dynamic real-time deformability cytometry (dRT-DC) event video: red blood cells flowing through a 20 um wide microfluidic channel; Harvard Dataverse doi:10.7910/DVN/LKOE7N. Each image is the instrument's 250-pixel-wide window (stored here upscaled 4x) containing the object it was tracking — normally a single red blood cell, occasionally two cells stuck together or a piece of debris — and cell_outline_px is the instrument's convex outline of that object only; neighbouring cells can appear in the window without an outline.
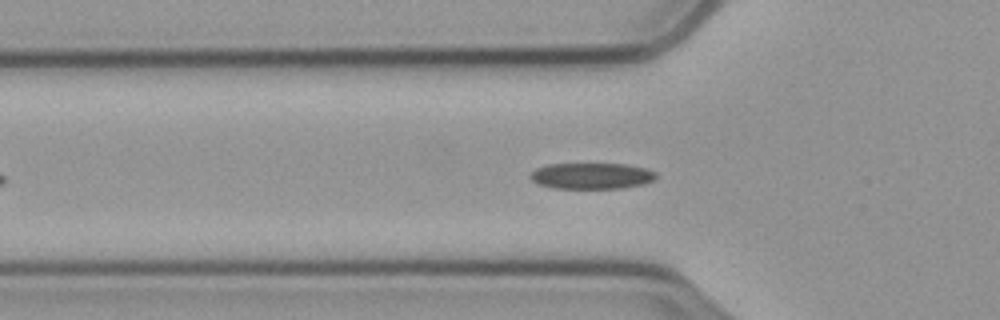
{"species": "common noctule bat (a hibernating species)", "species_latin": "Nyctalus noctula", "temperature_condition": "cold", "stored_images_in_passage": 38, "camera_frame_rate_fps": 3000, "um_per_image_px": 0.085, "animal": {"sex": "male", "body_mass_g": 23.1, "forearm_length_mm": 52.7}, "frame": {"image": 1, "passage_image": 5, "time_ms": 1.333, "image_size_px": [1000, 320], "cell_outline_px": [[656, 176], [652, 180], [644, 184], [620, 188], [552, 188], [536, 184], [528, 176], [536, 168], [548, 164], [628, 164], [644, 168], [656, 172]], "centroid_in_image_um": [50.24, 14.95], "position_along_channel_um": 75.6, "area_um2": 19.13}}
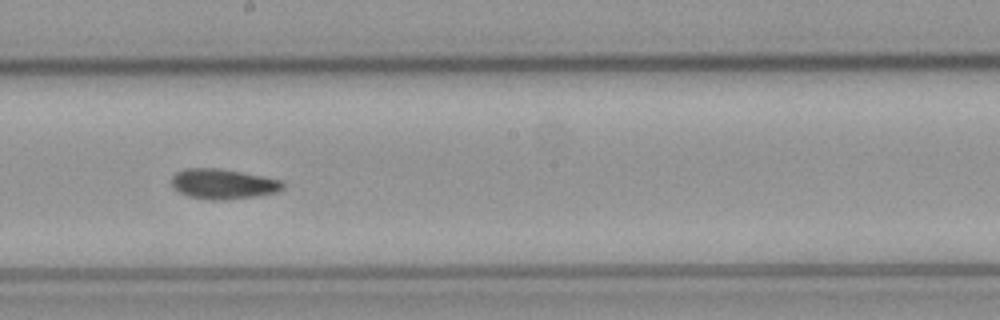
{"frame": {"image": 2, "passage_image": 18, "time_ms": 5.667, "image_size_px": [1000, 320], "cell_outline_px": [[284, 188], [276, 192], [260, 196], [228, 200], [208, 200], [188, 196], [172, 188], [172, 176], [176, 172], [184, 168], [216, 168], [240, 172], [280, 180], [284, 184]], "centroid_in_image_um": [18.93, 15.65], "position_along_channel_um": 229.3, "area_um2": 19.59}}
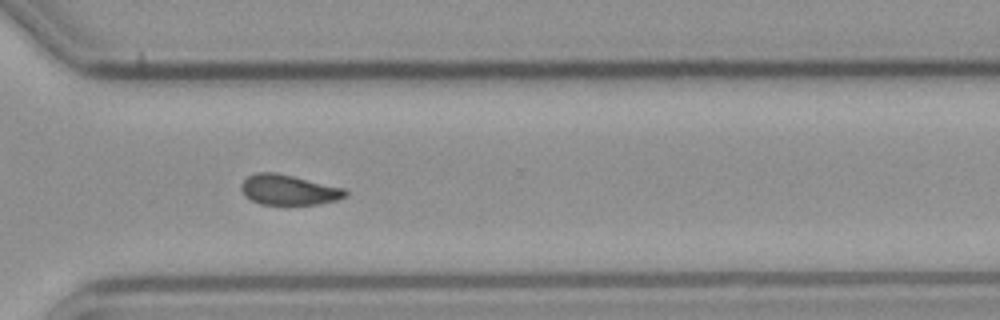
{"frame": {"image": 3, "passage_image": 28, "time_ms": 9.0, "image_size_px": [1000, 320], "cell_outline_px": [[348, 196], [336, 200], [320, 204], [260, 204], [244, 196], [240, 188], [240, 184], [248, 176], [256, 172], [272, 172], [292, 176], [344, 188], [348, 192]], "centroid_in_image_um": [24.52, 16.14], "position_along_channel_um": 346.1, "area_um2": 18.26}, "authors_computed_cell_mechanics": {"area_um2": 18.8717, "velocity_mm_per_s": 3.5225, "shape_relaxation_time_tau1_ms": 6.7454, "shape_relaxation_time_tau2_ms": 5.3453, "deformation_change_tau1": 0.1338, "deformation_change_tau2": 0.1081}}